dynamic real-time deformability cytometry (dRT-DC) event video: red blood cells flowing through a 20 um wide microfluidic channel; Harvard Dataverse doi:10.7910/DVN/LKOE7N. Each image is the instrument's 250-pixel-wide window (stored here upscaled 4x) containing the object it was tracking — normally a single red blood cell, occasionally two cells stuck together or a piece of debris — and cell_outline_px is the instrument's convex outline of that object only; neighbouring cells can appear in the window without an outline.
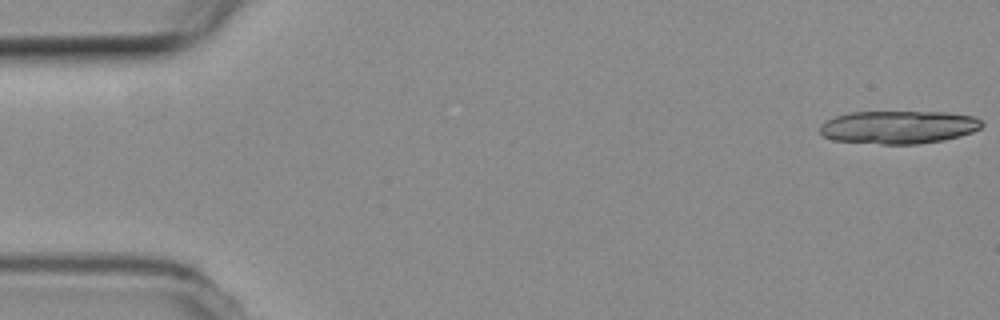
{"species": "common noctule bat (a hibernating species)", "species_latin": "Nyctalus noctula", "temperature_condition": "room temperature", "stored_images_in_passage": 19, "camera_frame_rate_fps": 3000, "um_per_image_px": 0.085, "animal": {"sex": "female", "body_mass_g": 19.3, "forearm_length_mm": 54.1}, "frame": {"image": 1, "passage_image": 1, "time_ms": 0.0, "image_size_px": [1000, 320], "cell_outline_px": [[984, 124], [980, 128], [972, 132], [960, 136], [944, 140], [920, 144], [880, 144], [832, 140], [824, 136], [820, 132], [820, 124], [824, 120], [848, 112], [948, 112], [976, 116]], "centroid_in_image_um": [76.38, 10.8], "position_along_channel_um": 8.6, "area_um2": 31.5}}